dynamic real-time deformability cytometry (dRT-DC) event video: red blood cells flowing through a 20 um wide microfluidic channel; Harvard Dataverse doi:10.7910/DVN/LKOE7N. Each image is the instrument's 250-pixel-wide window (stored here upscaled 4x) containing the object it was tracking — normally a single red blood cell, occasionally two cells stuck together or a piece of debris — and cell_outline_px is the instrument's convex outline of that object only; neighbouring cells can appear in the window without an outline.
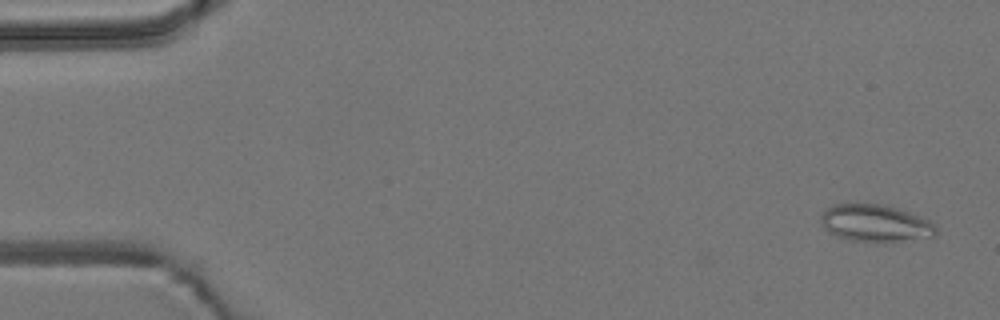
{"species": "common noctule bat (a hibernating species)", "species_latin": "Nyctalus noctula", "temperature_condition": "room temperature", "stored_images_in_passage": 53, "camera_frame_rate_fps": 3000, "um_per_image_px": 0.085, "animal": {"sex": "male", "body_mass_g": 19.2, "forearm_length_mm": 51.8}, "frame": {"image": 1, "passage_image": 1, "time_ms": 0.0, "image_size_px": [1000, 320], "cell_outline_px": [[936, 236], [884, 244], [876, 244], [848, 240], [836, 236], [828, 232], [824, 228], [820, 220], [820, 216], [824, 208], [832, 204], [880, 204], [896, 208], [908, 212], [928, 220], [936, 228]], "centroid_in_image_um": [74.35, 19.01], "position_along_channel_um": 10.7, "area_um2": 25.55}}
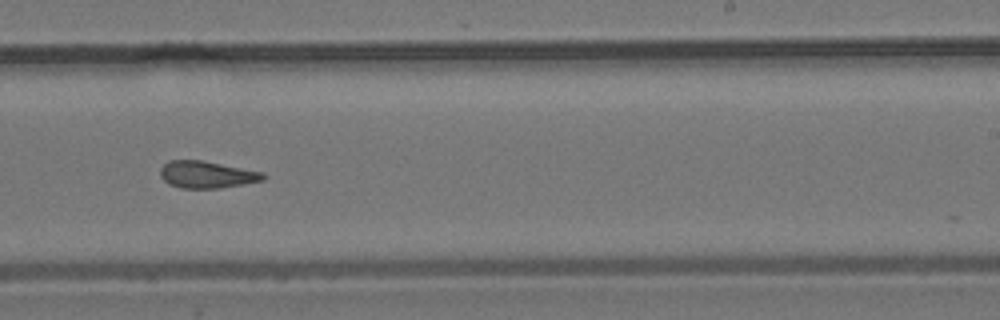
{"frame": {"image": 2, "passage_image": 32, "time_ms": 10.333, "image_size_px": [1000, 320], "cell_outline_px": [[264, 180], [244, 184], [220, 188], [180, 188], [168, 184], [160, 176], [160, 168], [168, 160], [204, 160], [264, 172]], "centroid_in_image_um": [17.56, 14.83], "position_along_channel_um": 271.4, "area_um2": 16.36}}
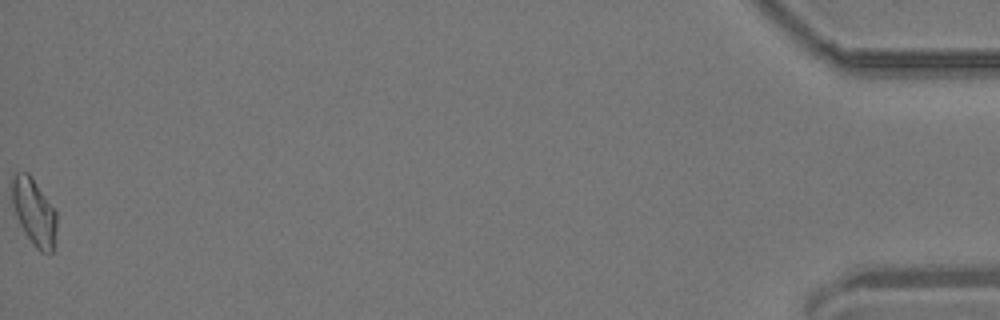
{"frame": {"image": 3, "passage_image": 53, "time_ms": 17.333, "image_size_px": [1000, 320], "cell_outline_px": [[56, 228], [52, 252], [40, 252], [36, 248], [24, 232], [20, 224], [12, 204], [12, 176], [16, 172], [28, 172], [32, 176], [56, 212]], "centroid_in_image_um": [2.88, 17.99], "position_along_channel_um": 432.3, "area_um2": 17.17}, "authors_computed_cell_mechanics": {"area_um2": 16.8198, "velocity_mm_per_s": 3.8154, "shape_relaxation_time_tau1_ms": null, "shape_relaxation_time_tau2_ms": 2.3773, "deformation_change_tau1": null, "deformation_change_tau2": 0.1094}}